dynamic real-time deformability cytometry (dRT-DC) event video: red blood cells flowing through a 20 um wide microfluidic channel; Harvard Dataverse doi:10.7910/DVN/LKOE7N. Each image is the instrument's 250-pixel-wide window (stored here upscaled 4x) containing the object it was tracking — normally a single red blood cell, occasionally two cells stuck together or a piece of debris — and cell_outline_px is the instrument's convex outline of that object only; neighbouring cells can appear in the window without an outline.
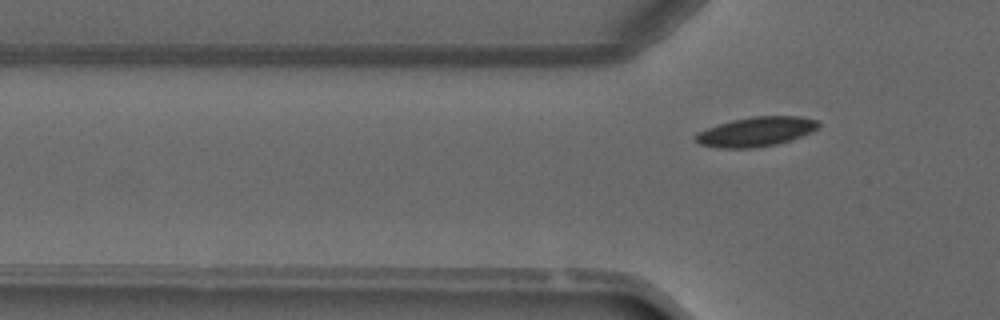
{"species": "common noctule bat (a hibernating species)", "species_latin": "Nyctalus noctula", "temperature_condition": "warm", "stored_images_in_passage": 2, "camera_frame_rate_fps": 3000, "um_per_image_px": 0.085, "animal": {"sex": "male", "forearm_length_mm": 52.5}, "frame": {"image": 1, "passage_image": 2, "time_ms": 1.333, "image_size_px": [1000, 320], "cell_outline_px": [[820, 128], [812, 132], [776, 144], [752, 148], [720, 148], [700, 144], [692, 136], [696, 132], [732, 120], [752, 116], [800, 116], [820, 120]], "centroid_in_image_um": [64.29, 11.18], "position_along_channel_um": 61.5, "area_um2": 21.15}}